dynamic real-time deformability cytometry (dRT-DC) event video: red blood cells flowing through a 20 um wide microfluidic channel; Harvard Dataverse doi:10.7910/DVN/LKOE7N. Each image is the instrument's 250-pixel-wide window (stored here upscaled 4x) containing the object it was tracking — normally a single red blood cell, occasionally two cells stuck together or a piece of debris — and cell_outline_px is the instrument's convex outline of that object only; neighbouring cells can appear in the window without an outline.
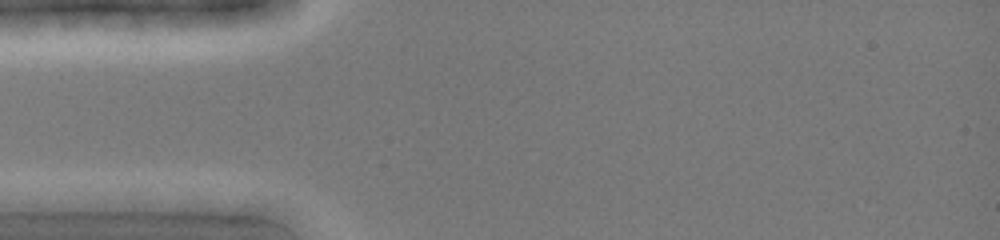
{"species": "common noctule bat (a hibernating species)", "species_latin": "Nyctalus noctula", "temperature_condition": "cold", "stored_images_in_passage": 1, "camera_frame_rate_fps": 3000, "um_per_image_px": 0.085, "animal": {"sex": "female", "body_mass_g": 19.0, "forearm_length_mm": 51.5}, "frame": {"image": 1, "passage_image": 1, "time_ms": 0.0, "image_size_px": [1000, 240], "cell_outline_px": [[260, 204], [244, 216], [220, 216], [176, 212], [168, 200], [192, 192], [208, 192], [260, 196]], "centroid_in_image_um": [18.3, 17.33], "position_along_channel_um": 66.7, "area_um2": 12.6}}